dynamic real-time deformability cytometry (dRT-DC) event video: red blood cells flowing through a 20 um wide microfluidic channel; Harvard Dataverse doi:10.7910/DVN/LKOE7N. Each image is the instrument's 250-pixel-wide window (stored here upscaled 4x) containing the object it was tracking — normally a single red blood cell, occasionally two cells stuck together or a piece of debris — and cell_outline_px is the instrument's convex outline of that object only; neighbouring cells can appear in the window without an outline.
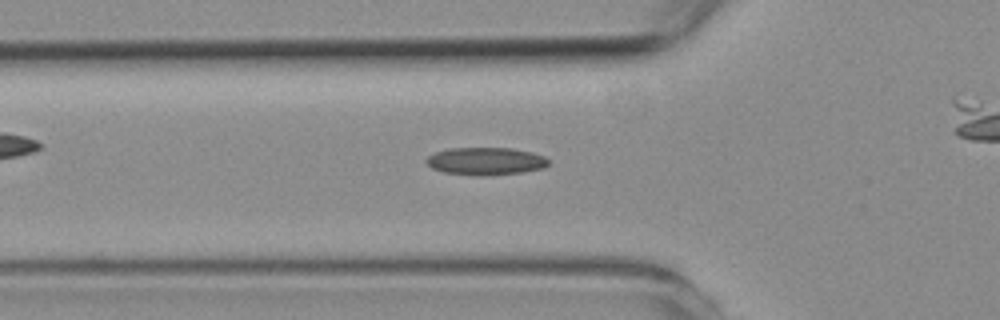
{"species": "common noctule bat (a hibernating species)", "species_latin": "Nyctalus noctula", "temperature_condition": "room temperature", "stored_images_in_passage": 40, "camera_frame_rate_fps": 3000, "um_per_image_px": 0.085, "animal": {"sex": "female", "body_mass_g": 19.3, "forearm_length_mm": 54.1}, "frame": {"image": 1, "passage_image": 13, "time_ms": 4.0, "image_size_px": [1000, 320], "cell_outline_px": [[548, 164], [544, 168], [524, 172], [484, 176], [476, 176], [444, 172], [432, 168], [424, 160], [428, 156], [436, 152], [448, 148], [512, 148], [532, 152], [544, 156], [548, 160]], "centroid_in_image_um": [41.29, 13.7], "position_along_channel_um": 84.5, "area_um2": 19.77}}
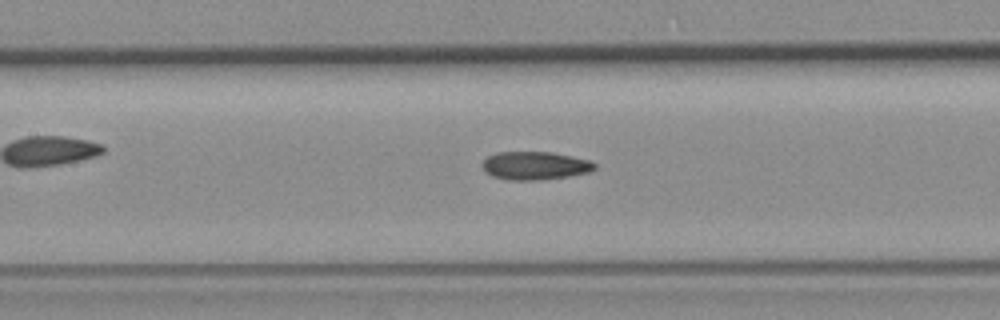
{"frame": {"image": 2, "passage_image": 19, "time_ms": 6.0, "image_size_px": [1000, 320], "cell_outline_px": [[596, 168], [588, 172], [568, 176], [540, 180], [508, 180], [492, 176], [484, 172], [480, 164], [488, 156], [496, 152], [552, 152], [592, 160], [596, 164]], "centroid_in_image_um": [45.45, 14.08], "position_along_channel_um": 161.9, "area_um2": 18.67}}
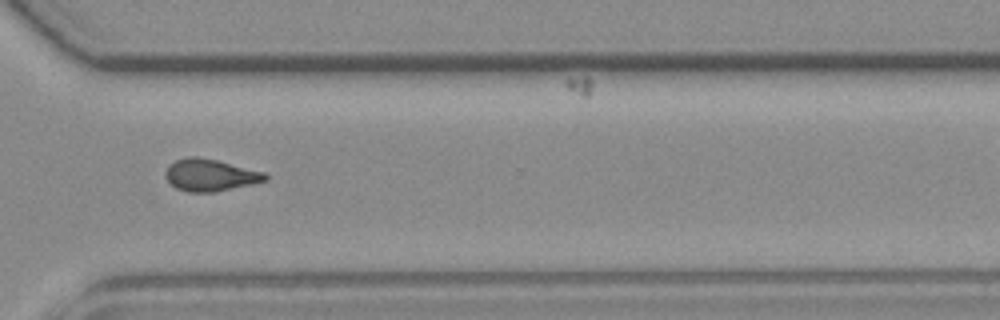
{"frame": {"image": 3, "passage_image": 34, "time_ms": 11.0, "image_size_px": [1000, 320], "cell_outline_px": [[268, 180], [252, 184], [212, 192], [188, 192], [176, 188], [164, 176], [164, 172], [176, 160], [188, 156], [196, 156], [216, 160], [264, 172], [268, 176]], "centroid_in_image_um": [17.86, 14.88], "position_along_channel_um": 352.7, "area_um2": 18.38}}